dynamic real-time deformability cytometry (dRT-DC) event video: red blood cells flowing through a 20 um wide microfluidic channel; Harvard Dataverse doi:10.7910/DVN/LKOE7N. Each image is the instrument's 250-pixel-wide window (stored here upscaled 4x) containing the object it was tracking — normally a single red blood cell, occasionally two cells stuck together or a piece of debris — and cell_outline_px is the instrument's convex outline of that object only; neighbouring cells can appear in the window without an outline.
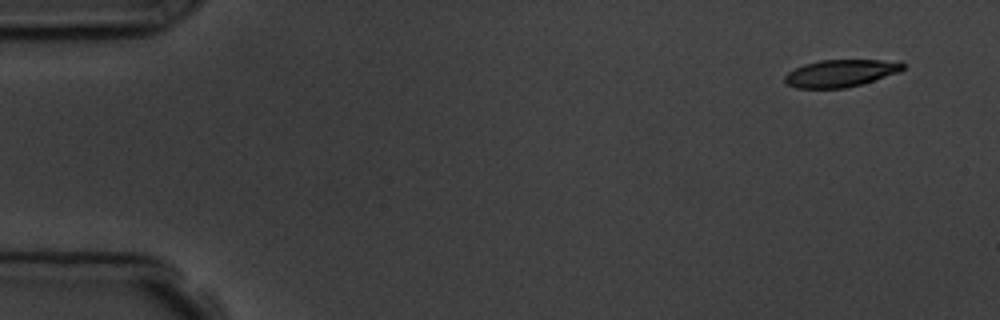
{"species": "common noctule bat (a hibernating species)", "species_latin": "Nyctalus noctula", "temperature_condition": "room temperature", "stored_images_in_passage": 9, "camera_frame_rate_fps": 3000, "um_per_image_px": 0.085, "animal": {"sex": "male", "body_mass_g": 19.5, "forearm_length_mm": 54.6}, "frame": {"image": 1, "passage_image": 1, "time_ms": 0.0, "image_size_px": [1000, 320], "cell_outline_px": [[904, 68], [900, 72], [860, 84], [844, 88], [796, 88], [788, 84], [784, 80], [784, 76], [788, 72], [804, 64], [820, 60], [900, 60], [904, 64]], "centroid_in_image_um": [71.48, 6.21], "position_along_channel_um": 13.5, "area_um2": 18.73}}
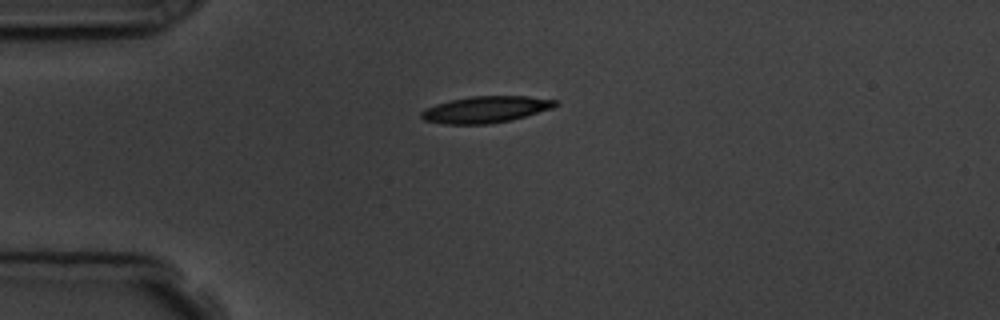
{"frame": {"image": 2, "passage_image": 4, "time_ms": 3.333, "image_size_px": [1000, 320], "cell_outline_px": [[560, 104], [552, 108], [512, 120], [488, 124], [444, 124], [424, 120], [420, 116], [420, 112], [424, 108], [436, 104], [452, 100], [472, 96], [528, 96], [560, 100]], "centroid_in_image_um": [41.31, 9.3], "position_along_channel_um": 43.7, "area_um2": 20.87}}